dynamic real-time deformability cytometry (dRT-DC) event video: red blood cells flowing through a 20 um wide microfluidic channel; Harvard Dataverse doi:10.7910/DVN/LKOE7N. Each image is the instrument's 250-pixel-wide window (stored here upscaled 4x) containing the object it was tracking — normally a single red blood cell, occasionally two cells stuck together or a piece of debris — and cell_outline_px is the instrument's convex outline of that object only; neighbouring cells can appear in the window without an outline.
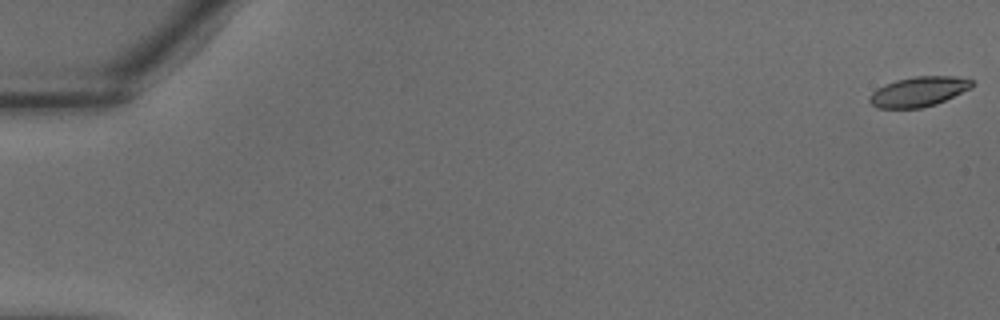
{"species": "common noctule bat (a hibernating species)", "species_latin": "Nyctalus noctula", "temperature_condition": "warm", "stored_images_in_passage": 36, "camera_frame_rate_fps": 3000, "um_per_image_px": 0.085, "animal": {"sex": "male", "body_mass_g": 18.8}, "frame": {"image": 1, "passage_image": 1, "time_ms": 0.0, "image_size_px": [1000, 320], "cell_outline_px": [[972, 88], [936, 104], [920, 108], [876, 108], [868, 100], [868, 96], [876, 88], [884, 84], [896, 80], [912, 76], [952, 76], [972, 80]], "centroid_in_image_um": [78.04, 7.79], "position_along_channel_um": 7.0, "area_um2": 17.92}}
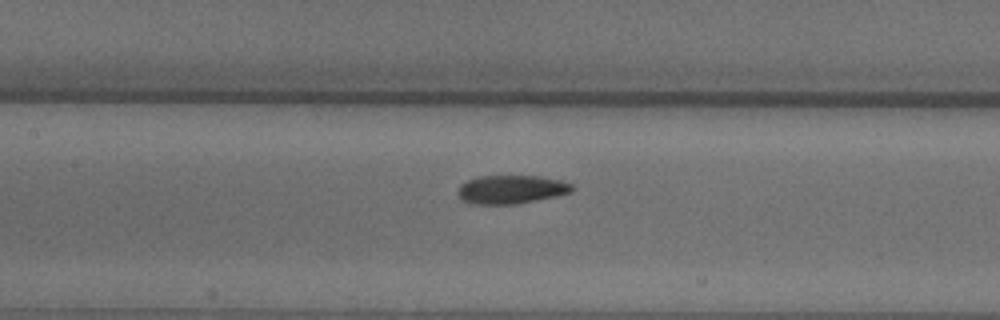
{"frame": {"image": 2, "passage_image": 19, "time_ms": 6.0, "image_size_px": [1000, 320], "cell_outline_px": [[572, 192], [556, 196], [516, 204], [468, 204], [456, 192], [460, 184], [468, 180], [480, 176], [540, 176], [560, 180], [572, 184]], "centroid_in_image_um": [43.43, 16.1], "position_along_channel_um": 164.0, "area_um2": 18.96}}
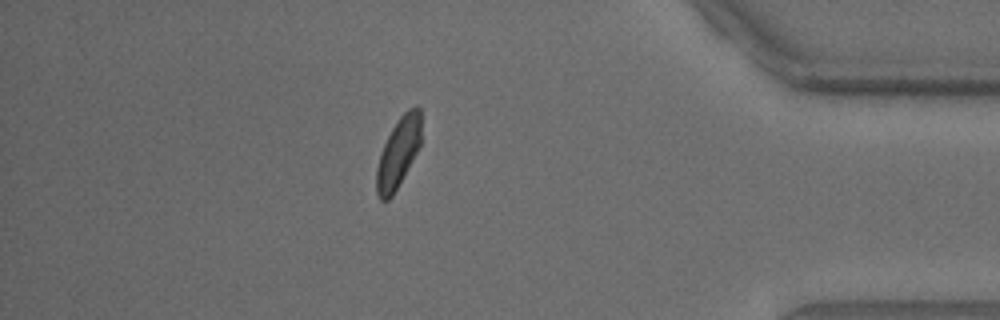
{"frame": {"image": 3, "passage_image": 34, "time_ms": 11.0, "image_size_px": [1000, 320], "cell_outline_px": [[420, 144], [416, 152], [392, 196], [388, 200], [380, 200], [376, 192], [376, 168], [380, 152], [396, 120], [408, 108], [416, 104], [420, 108]], "centroid_in_image_um": [33.83, 12.95], "position_along_channel_um": 401.4, "area_um2": 17.98}}